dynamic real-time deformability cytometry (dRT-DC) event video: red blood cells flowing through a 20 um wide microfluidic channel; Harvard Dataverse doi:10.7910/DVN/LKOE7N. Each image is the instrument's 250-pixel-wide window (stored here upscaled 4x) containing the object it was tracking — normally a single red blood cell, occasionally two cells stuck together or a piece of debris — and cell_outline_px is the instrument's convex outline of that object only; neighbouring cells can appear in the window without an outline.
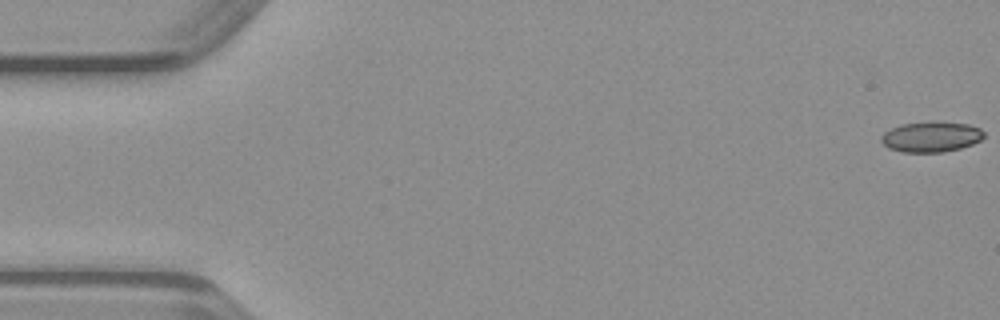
{"species": "common noctule bat (a hibernating species)", "species_latin": "Nyctalus noctula", "temperature_condition": "warm", "stored_images_in_passage": 49, "camera_frame_rate_fps": 3000, "um_per_image_px": 0.085, "animal": {"sex": "male", "body_mass_g": 23.1, "forearm_length_mm": 52.7}, "frame": {"image": 1, "passage_image": 1, "time_ms": 0.0, "image_size_px": [1000, 320], "cell_outline_px": [[984, 136], [980, 140], [972, 144], [960, 148], [944, 152], [904, 152], [888, 148], [880, 140], [880, 136], [884, 132], [900, 124], [932, 120], [968, 124], [980, 128], [984, 132]], "centroid_in_image_um": [79.14, 11.61], "position_along_channel_um": 5.9, "area_um2": 18.5}}
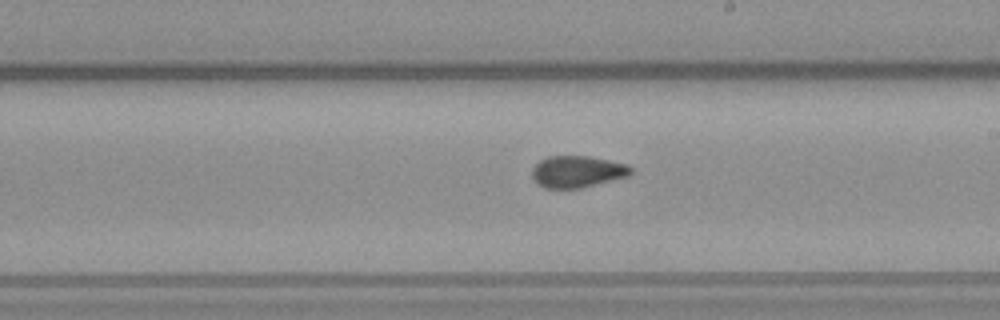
{"frame": {"image": 2, "passage_image": 28, "time_ms": 9.0, "image_size_px": [1000, 320], "cell_outline_px": [[632, 172], [628, 176], [580, 188], [544, 188], [532, 180], [532, 168], [540, 160], [548, 156], [588, 156], [628, 164], [632, 168]], "centroid_in_image_um": [49.04, 14.58], "position_along_channel_um": 240.0, "area_um2": 18.26}}
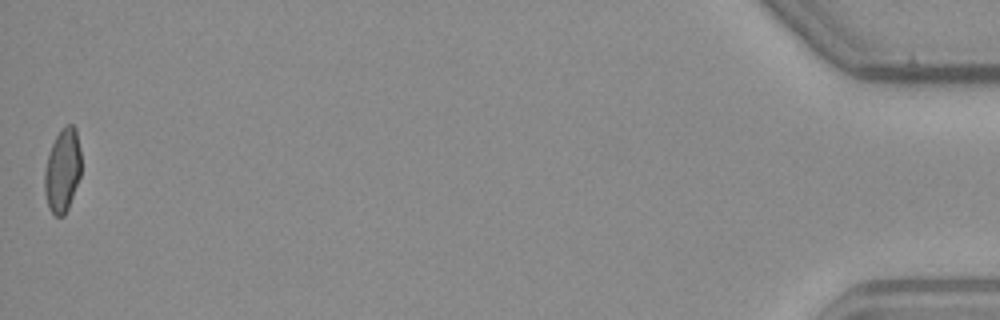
{"frame": {"image": 3, "passage_image": 49, "time_ms": 16.0, "image_size_px": [1000, 320], "cell_outline_px": [[80, 176], [68, 208], [64, 216], [56, 216], [48, 208], [44, 192], [44, 168], [52, 144], [56, 136], [64, 124], [72, 124], [76, 128], [80, 148]], "centroid_in_image_um": [5.3, 14.47], "position_along_channel_um": 429.9, "area_um2": 17.92}}